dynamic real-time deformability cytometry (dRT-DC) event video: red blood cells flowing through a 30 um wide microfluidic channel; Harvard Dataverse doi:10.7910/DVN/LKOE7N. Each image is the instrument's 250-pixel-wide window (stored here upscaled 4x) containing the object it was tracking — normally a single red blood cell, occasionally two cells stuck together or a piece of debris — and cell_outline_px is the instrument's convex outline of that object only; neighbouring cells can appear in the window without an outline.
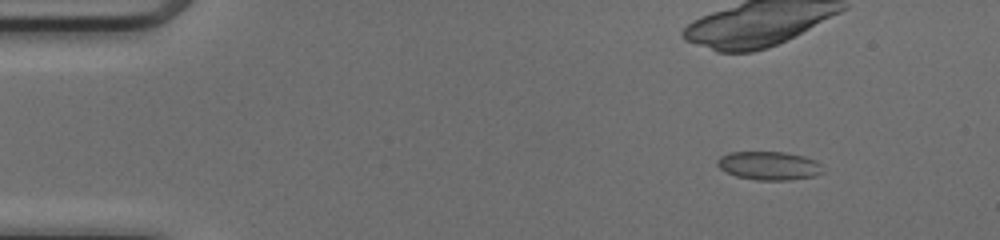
{"species": "common noctule bat (a hibernating species)", "species_latin": "Nyctalus noctula", "temperature_condition": "cold", "stored_images_in_passage": 43, "camera_frame_rate_fps": 3000, "um_per_image_px": 0.085, "animal": {"sex": "female", "body_mass_g": 17.0, "forearm_length_mm": 48.0}, "frame": {"image": 1, "passage_image": 7, "time_ms": 2.0, "image_size_px": [1000, 240], "cell_outline_px": [[824, 172], [816, 176], [788, 180], [756, 180], [736, 176], [720, 168], [716, 164], [716, 160], [720, 156], [728, 152], [784, 152], [804, 156], [816, 160], [820, 164]], "centroid_in_image_um": [65.37, 14.08], "position_along_channel_um": 19.6, "area_um2": 17.63}}